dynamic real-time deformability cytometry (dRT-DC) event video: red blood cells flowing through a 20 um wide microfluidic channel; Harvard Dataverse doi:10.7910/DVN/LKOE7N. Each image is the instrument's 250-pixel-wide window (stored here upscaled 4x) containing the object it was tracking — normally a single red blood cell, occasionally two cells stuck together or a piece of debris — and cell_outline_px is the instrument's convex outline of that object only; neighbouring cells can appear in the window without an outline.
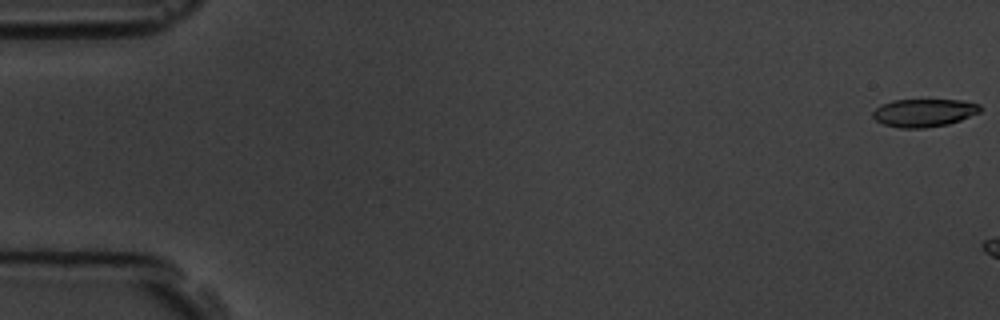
{"species": "common noctule bat (a hibernating species)", "species_latin": "Nyctalus noctula", "temperature_condition": "room temperature", "stored_images_in_passage": 6, "camera_frame_rate_fps": 3000, "um_per_image_px": 0.085, "animal": {"sex": "male", "body_mass_g": 19.5, "forearm_length_mm": 54.6}, "frame": {"image": 1, "passage_image": 1, "time_ms": 0.0, "image_size_px": [1000, 320], "cell_outline_px": [[984, 108], [980, 112], [960, 120], [948, 124], [924, 128], [900, 128], [884, 124], [876, 120], [872, 116], [872, 112], [880, 104], [892, 100], [960, 100], [980, 104]], "centroid_in_image_um": [78.54, 9.58], "position_along_channel_um": 6.5, "area_um2": 17.57}}